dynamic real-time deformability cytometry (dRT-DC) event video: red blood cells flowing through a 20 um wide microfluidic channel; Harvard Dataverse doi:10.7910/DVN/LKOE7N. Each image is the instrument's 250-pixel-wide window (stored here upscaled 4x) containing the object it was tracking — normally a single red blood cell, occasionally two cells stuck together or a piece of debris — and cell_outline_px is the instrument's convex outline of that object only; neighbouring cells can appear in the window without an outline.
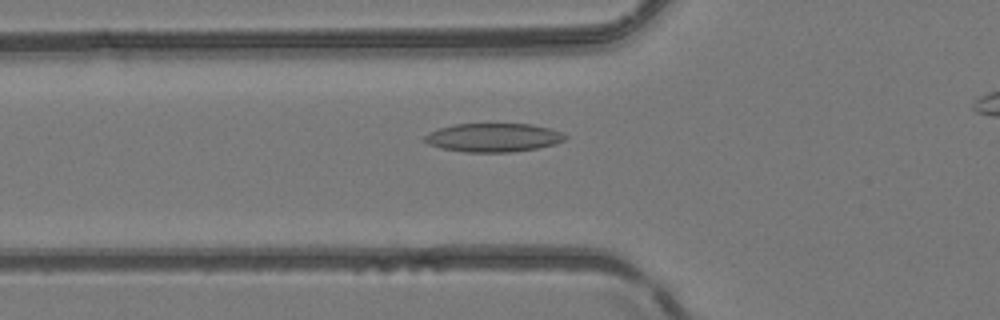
{"species": "common noctule bat (a hibernating species)", "species_latin": "Nyctalus noctula", "temperature_condition": "room temperature", "stored_images_in_passage": 40, "camera_frame_rate_fps": 3000, "um_per_image_px": 0.085, "animal": {"sex": "female", "body_mass_g": 24.6, "forearm_length_mm": 56.2}, "frame": {"image": 1, "passage_image": 14, "time_ms": 4.333, "image_size_px": [1000, 320], "cell_outline_px": [[568, 136], [564, 140], [556, 144], [536, 148], [508, 152], [464, 152], [440, 148], [428, 144], [424, 140], [424, 136], [440, 128], [452, 124], [528, 124], [548, 128], [564, 132]], "centroid_in_image_um": [41.95, 11.69], "position_along_channel_um": 83.9, "area_um2": 23.35}}
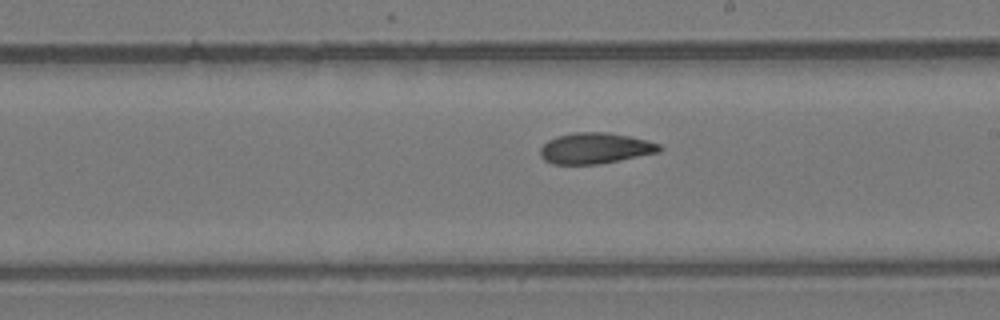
{"frame": {"image": 2, "passage_image": 25, "time_ms": 8.0, "image_size_px": [1000, 320], "cell_outline_px": [[664, 148], [660, 152], [600, 164], [552, 164], [544, 160], [540, 156], [540, 148], [548, 140], [556, 136], [572, 132], [608, 132], [648, 140], [660, 144]], "centroid_in_image_um": [50.6, 12.6], "position_along_channel_um": 238.4, "area_um2": 21.68}}
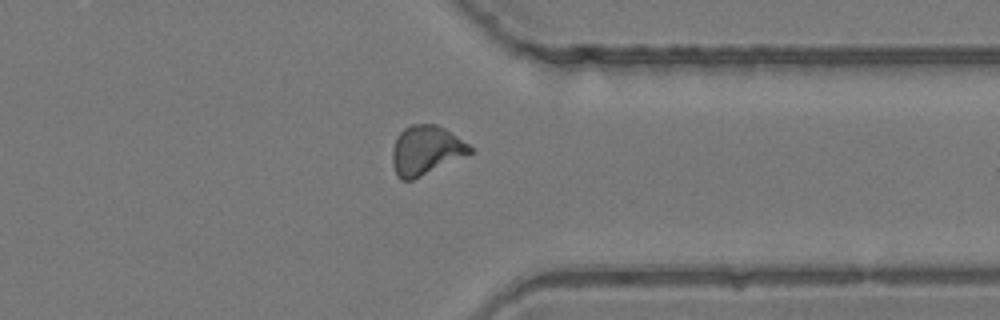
{"frame": {"image": 3, "passage_image": 35, "time_ms": 11.333, "image_size_px": [1000, 320], "cell_outline_px": [[472, 152], [412, 180], [400, 180], [392, 164], [392, 148], [396, 136], [404, 128], [412, 124], [436, 124], [444, 128], [468, 144], [472, 148]], "centroid_in_image_um": [36.15, 12.76], "position_along_channel_um": 375.3, "area_um2": 21.91}}